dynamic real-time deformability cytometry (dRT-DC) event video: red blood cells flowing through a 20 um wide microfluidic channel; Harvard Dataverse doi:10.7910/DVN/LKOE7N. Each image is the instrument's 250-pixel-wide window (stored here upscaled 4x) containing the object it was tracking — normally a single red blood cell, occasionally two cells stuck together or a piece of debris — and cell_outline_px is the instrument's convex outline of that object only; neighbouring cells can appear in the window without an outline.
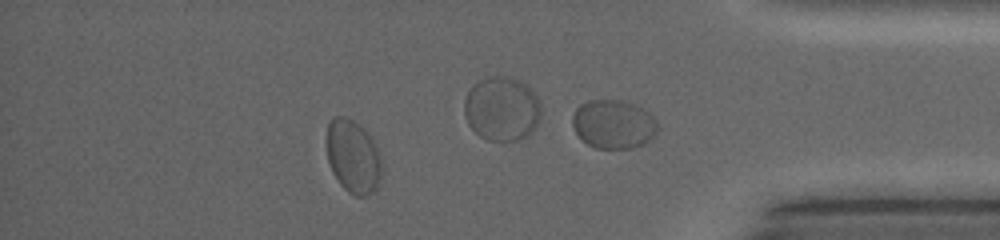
{"species": "common noctule bat (a hibernating species)", "species_latin": "Nyctalus noctula", "temperature_condition": "warm", "stored_images_in_passage": 33, "camera_frame_rate_fps": 5000, "um_per_image_px": 0.085, "animal": {"sex": "female", "body_mass_g": 19.0, "forearm_length_mm": 53.3}, "frame": {"image": 1, "passage_image": 28, "time_ms": 8.6, "image_size_px": [1000, 240], "cell_outline_px": [[380, 176], [376, 188], [368, 196], [356, 196], [348, 192], [340, 184], [332, 172], [328, 160], [328, 124], [332, 116], [344, 116], [352, 120], [364, 128], [372, 136], [380, 156]], "centroid_in_image_um": [30.01, 13.29], "position_along_channel_um": 405.2, "area_um2": 23.35}}